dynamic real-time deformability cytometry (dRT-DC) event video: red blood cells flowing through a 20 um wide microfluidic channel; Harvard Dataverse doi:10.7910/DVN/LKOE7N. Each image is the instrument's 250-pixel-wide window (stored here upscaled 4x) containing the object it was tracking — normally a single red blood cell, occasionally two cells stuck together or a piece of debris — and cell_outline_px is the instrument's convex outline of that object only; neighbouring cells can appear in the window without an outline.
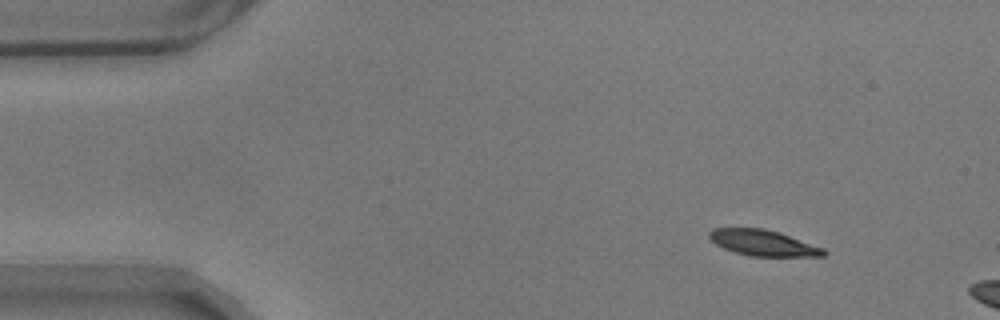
{"species": "common noctule bat (a hibernating species)", "species_latin": "Nyctalus noctula", "temperature_condition": "warm", "stored_images_in_passage": 8, "camera_frame_rate_fps": 3000, "um_per_image_px": 0.085, "animal": {"sex": "male", "body_mass_g": 17.9}, "frame": {"image": 1, "passage_image": 1, "time_ms": 0.0, "image_size_px": [1000, 320], "cell_outline_px": [[828, 252], [824, 256], [748, 256], [724, 248], [716, 244], [708, 236], [708, 232], [712, 228], [764, 228], [780, 232], [824, 248]], "centroid_in_image_um": [64.88, 20.64], "position_along_channel_um": 20.1, "area_um2": 17.28}}